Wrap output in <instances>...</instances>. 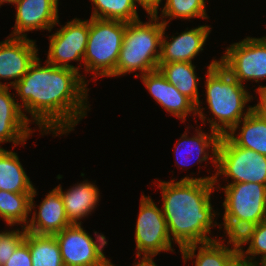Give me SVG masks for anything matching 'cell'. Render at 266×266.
I'll list each match as a JSON object with an SVG mask.
<instances>
[{"label": "cell", "instance_id": "17", "mask_svg": "<svg viewBox=\"0 0 266 266\" xmlns=\"http://www.w3.org/2000/svg\"><path fill=\"white\" fill-rule=\"evenodd\" d=\"M38 207V213L34 210L32 218H29L26 231L37 235L54 236L71 225L60 192L56 188L45 196Z\"/></svg>", "mask_w": 266, "mask_h": 266}, {"label": "cell", "instance_id": "5", "mask_svg": "<svg viewBox=\"0 0 266 266\" xmlns=\"http://www.w3.org/2000/svg\"><path fill=\"white\" fill-rule=\"evenodd\" d=\"M125 29V22L90 17L84 64L81 66H85V72L93 74V79L109 77L115 71Z\"/></svg>", "mask_w": 266, "mask_h": 266}, {"label": "cell", "instance_id": "23", "mask_svg": "<svg viewBox=\"0 0 266 266\" xmlns=\"http://www.w3.org/2000/svg\"><path fill=\"white\" fill-rule=\"evenodd\" d=\"M191 62L159 63L158 70L179 92L188 97L196 106L200 105L198 84L200 77Z\"/></svg>", "mask_w": 266, "mask_h": 266}, {"label": "cell", "instance_id": "22", "mask_svg": "<svg viewBox=\"0 0 266 266\" xmlns=\"http://www.w3.org/2000/svg\"><path fill=\"white\" fill-rule=\"evenodd\" d=\"M33 186L17 153L0 148V190L33 193Z\"/></svg>", "mask_w": 266, "mask_h": 266}, {"label": "cell", "instance_id": "8", "mask_svg": "<svg viewBox=\"0 0 266 266\" xmlns=\"http://www.w3.org/2000/svg\"><path fill=\"white\" fill-rule=\"evenodd\" d=\"M219 63L243 85L244 81L266 79V36L246 37L226 48Z\"/></svg>", "mask_w": 266, "mask_h": 266}, {"label": "cell", "instance_id": "21", "mask_svg": "<svg viewBox=\"0 0 266 266\" xmlns=\"http://www.w3.org/2000/svg\"><path fill=\"white\" fill-rule=\"evenodd\" d=\"M223 242L221 238H217L206 243L191 244L179 250L184 263L195 257L196 260L192 263H195V266H227L237 253ZM197 249L199 250L196 255Z\"/></svg>", "mask_w": 266, "mask_h": 266}, {"label": "cell", "instance_id": "4", "mask_svg": "<svg viewBox=\"0 0 266 266\" xmlns=\"http://www.w3.org/2000/svg\"><path fill=\"white\" fill-rule=\"evenodd\" d=\"M160 20L158 14H149L148 22L138 19L126 23L116 69L109 77L140 71L141 75L135 74L139 77L158 69L165 25Z\"/></svg>", "mask_w": 266, "mask_h": 266}, {"label": "cell", "instance_id": "12", "mask_svg": "<svg viewBox=\"0 0 266 266\" xmlns=\"http://www.w3.org/2000/svg\"><path fill=\"white\" fill-rule=\"evenodd\" d=\"M35 41L27 37L8 36L0 42V80H14L5 84L0 81V86L11 88L28 72L38 57Z\"/></svg>", "mask_w": 266, "mask_h": 266}, {"label": "cell", "instance_id": "20", "mask_svg": "<svg viewBox=\"0 0 266 266\" xmlns=\"http://www.w3.org/2000/svg\"><path fill=\"white\" fill-rule=\"evenodd\" d=\"M237 129L240 130L238 134H236ZM226 136L235 145L266 156V118L255 111L252 110L240 120Z\"/></svg>", "mask_w": 266, "mask_h": 266}, {"label": "cell", "instance_id": "32", "mask_svg": "<svg viewBox=\"0 0 266 266\" xmlns=\"http://www.w3.org/2000/svg\"><path fill=\"white\" fill-rule=\"evenodd\" d=\"M257 93L259 94V102L252 106V110L255 111L258 115L266 118V86H259Z\"/></svg>", "mask_w": 266, "mask_h": 266}, {"label": "cell", "instance_id": "18", "mask_svg": "<svg viewBox=\"0 0 266 266\" xmlns=\"http://www.w3.org/2000/svg\"><path fill=\"white\" fill-rule=\"evenodd\" d=\"M195 130L196 134H194L192 137H187L188 135L186 129L184 134H182L181 138L178 140L177 146L175 145L177 166L181 165L182 167H185L188 164L191 165L192 163L189 162L191 160L190 158L195 155L194 157L197 158L196 160L198 163L207 161L209 158L215 165V168H217V149L221 136L213 130H211L210 133H205L202 131V129ZM209 150L212 151L210 157ZM184 156H186V159Z\"/></svg>", "mask_w": 266, "mask_h": 266}, {"label": "cell", "instance_id": "30", "mask_svg": "<svg viewBox=\"0 0 266 266\" xmlns=\"http://www.w3.org/2000/svg\"><path fill=\"white\" fill-rule=\"evenodd\" d=\"M5 230L0 232V266H3L17 246L24 240L26 229Z\"/></svg>", "mask_w": 266, "mask_h": 266}, {"label": "cell", "instance_id": "29", "mask_svg": "<svg viewBox=\"0 0 266 266\" xmlns=\"http://www.w3.org/2000/svg\"><path fill=\"white\" fill-rule=\"evenodd\" d=\"M240 254L254 262L266 259V220L256 224L254 234L247 250H243ZM257 255H261V259L255 260Z\"/></svg>", "mask_w": 266, "mask_h": 266}, {"label": "cell", "instance_id": "24", "mask_svg": "<svg viewBox=\"0 0 266 266\" xmlns=\"http://www.w3.org/2000/svg\"><path fill=\"white\" fill-rule=\"evenodd\" d=\"M36 195V188L33 193H12L0 190V218L4 219L10 227L20 224L21 228H25L29 222V214L35 209Z\"/></svg>", "mask_w": 266, "mask_h": 266}, {"label": "cell", "instance_id": "27", "mask_svg": "<svg viewBox=\"0 0 266 266\" xmlns=\"http://www.w3.org/2000/svg\"><path fill=\"white\" fill-rule=\"evenodd\" d=\"M205 0H166L164 7L161 8V18L165 25L174 18L191 19L200 17L201 19H208L206 13ZM169 19L168 21L166 19Z\"/></svg>", "mask_w": 266, "mask_h": 266}, {"label": "cell", "instance_id": "2", "mask_svg": "<svg viewBox=\"0 0 266 266\" xmlns=\"http://www.w3.org/2000/svg\"><path fill=\"white\" fill-rule=\"evenodd\" d=\"M216 174L207 177H183L180 181L158 180L162 193V212L167 222L170 238L181 249L191 244L217 239L209 237L217 215L211 204V194L216 187ZM214 222V223H213ZM216 223V224H215ZM214 224V225H213Z\"/></svg>", "mask_w": 266, "mask_h": 266}, {"label": "cell", "instance_id": "37", "mask_svg": "<svg viewBox=\"0 0 266 266\" xmlns=\"http://www.w3.org/2000/svg\"><path fill=\"white\" fill-rule=\"evenodd\" d=\"M259 266H266V259L259 261Z\"/></svg>", "mask_w": 266, "mask_h": 266}, {"label": "cell", "instance_id": "15", "mask_svg": "<svg viewBox=\"0 0 266 266\" xmlns=\"http://www.w3.org/2000/svg\"><path fill=\"white\" fill-rule=\"evenodd\" d=\"M139 77L155 101L182 123L191 113L196 116V105L169 83L158 69Z\"/></svg>", "mask_w": 266, "mask_h": 266}, {"label": "cell", "instance_id": "1", "mask_svg": "<svg viewBox=\"0 0 266 266\" xmlns=\"http://www.w3.org/2000/svg\"><path fill=\"white\" fill-rule=\"evenodd\" d=\"M37 57L28 72L11 88L22 100L24 116L40 128L41 134L54 136L74 131L90 110L86 77L77 71L49 64L41 66ZM24 112L31 115V119Z\"/></svg>", "mask_w": 266, "mask_h": 266}, {"label": "cell", "instance_id": "28", "mask_svg": "<svg viewBox=\"0 0 266 266\" xmlns=\"http://www.w3.org/2000/svg\"><path fill=\"white\" fill-rule=\"evenodd\" d=\"M223 221L224 234L228 238L227 247L232 245V250L241 253L245 250L242 245L250 243L256 223L236 218H223Z\"/></svg>", "mask_w": 266, "mask_h": 266}, {"label": "cell", "instance_id": "25", "mask_svg": "<svg viewBox=\"0 0 266 266\" xmlns=\"http://www.w3.org/2000/svg\"><path fill=\"white\" fill-rule=\"evenodd\" d=\"M24 241L29 246L32 266H64L55 236L37 235L26 231Z\"/></svg>", "mask_w": 266, "mask_h": 266}, {"label": "cell", "instance_id": "26", "mask_svg": "<svg viewBox=\"0 0 266 266\" xmlns=\"http://www.w3.org/2000/svg\"><path fill=\"white\" fill-rule=\"evenodd\" d=\"M91 18L117 20L125 23L138 20L136 0H91Z\"/></svg>", "mask_w": 266, "mask_h": 266}, {"label": "cell", "instance_id": "7", "mask_svg": "<svg viewBox=\"0 0 266 266\" xmlns=\"http://www.w3.org/2000/svg\"><path fill=\"white\" fill-rule=\"evenodd\" d=\"M94 233L96 241L82 224H71L54 235L64 266H115L103 252L108 242L106 237L97 231Z\"/></svg>", "mask_w": 266, "mask_h": 266}, {"label": "cell", "instance_id": "11", "mask_svg": "<svg viewBox=\"0 0 266 266\" xmlns=\"http://www.w3.org/2000/svg\"><path fill=\"white\" fill-rule=\"evenodd\" d=\"M224 191L223 218H236L256 224L266 220V185L243 182L228 183Z\"/></svg>", "mask_w": 266, "mask_h": 266}, {"label": "cell", "instance_id": "3", "mask_svg": "<svg viewBox=\"0 0 266 266\" xmlns=\"http://www.w3.org/2000/svg\"><path fill=\"white\" fill-rule=\"evenodd\" d=\"M207 68L206 103L214 117L207 119V115L203 114L205 108L200 105L196 106V115L203 121L202 124H205V120L210 123V131L213 130L220 136L226 135L252 111V106H248L246 110L244 108L253 97L244 85L230 75L219 60L213 59Z\"/></svg>", "mask_w": 266, "mask_h": 266}, {"label": "cell", "instance_id": "36", "mask_svg": "<svg viewBox=\"0 0 266 266\" xmlns=\"http://www.w3.org/2000/svg\"><path fill=\"white\" fill-rule=\"evenodd\" d=\"M17 0H0V6L3 4V3H8V4H14ZM1 8V7H0Z\"/></svg>", "mask_w": 266, "mask_h": 266}, {"label": "cell", "instance_id": "10", "mask_svg": "<svg viewBox=\"0 0 266 266\" xmlns=\"http://www.w3.org/2000/svg\"><path fill=\"white\" fill-rule=\"evenodd\" d=\"M89 35V19H73L49 36L47 62L57 67L69 68L80 74L79 67L69 64L82 61Z\"/></svg>", "mask_w": 266, "mask_h": 266}, {"label": "cell", "instance_id": "9", "mask_svg": "<svg viewBox=\"0 0 266 266\" xmlns=\"http://www.w3.org/2000/svg\"><path fill=\"white\" fill-rule=\"evenodd\" d=\"M137 255H158L160 252H173L172 240L162 209L150 196H141L140 210L135 228Z\"/></svg>", "mask_w": 266, "mask_h": 266}, {"label": "cell", "instance_id": "35", "mask_svg": "<svg viewBox=\"0 0 266 266\" xmlns=\"http://www.w3.org/2000/svg\"><path fill=\"white\" fill-rule=\"evenodd\" d=\"M154 256H156V255L143 254V256L141 257V254L140 255L136 254V257L140 258V261L135 262L133 265L134 266H157L153 260Z\"/></svg>", "mask_w": 266, "mask_h": 266}, {"label": "cell", "instance_id": "19", "mask_svg": "<svg viewBox=\"0 0 266 266\" xmlns=\"http://www.w3.org/2000/svg\"><path fill=\"white\" fill-rule=\"evenodd\" d=\"M95 183L84 180L63 192L59 184L55 187L63 200L66 216L71 224H81L83 218L94 211L99 203V189Z\"/></svg>", "mask_w": 266, "mask_h": 266}, {"label": "cell", "instance_id": "33", "mask_svg": "<svg viewBox=\"0 0 266 266\" xmlns=\"http://www.w3.org/2000/svg\"><path fill=\"white\" fill-rule=\"evenodd\" d=\"M163 0H136L137 4L142 6L147 14H158L159 6Z\"/></svg>", "mask_w": 266, "mask_h": 266}, {"label": "cell", "instance_id": "34", "mask_svg": "<svg viewBox=\"0 0 266 266\" xmlns=\"http://www.w3.org/2000/svg\"><path fill=\"white\" fill-rule=\"evenodd\" d=\"M227 266H259V263L237 253Z\"/></svg>", "mask_w": 266, "mask_h": 266}, {"label": "cell", "instance_id": "14", "mask_svg": "<svg viewBox=\"0 0 266 266\" xmlns=\"http://www.w3.org/2000/svg\"><path fill=\"white\" fill-rule=\"evenodd\" d=\"M167 25H164V31L161 39L159 63L171 62H191L198 56L211 33V27L200 25L196 28H188L178 36H171L170 40L165 36Z\"/></svg>", "mask_w": 266, "mask_h": 266}, {"label": "cell", "instance_id": "16", "mask_svg": "<svg viewBox=\"0 0 266 266\" xmlns=\"http://www.w3.org/2000/svg\"><path fill=\"white\" fill-rule=\"evenodd\" d=\"M9 89L10 87L0 86V144L12 142L14 148L19 144L25 145L35 130L29 127L31 122L24 116L21 103L15 101L16 96H12Z\"/></svg>", "mask_w": 266, "mask_h": 266}, {"label": "cell", "instance_id": "13", "mask_svg": "<svg viewBox=\"0 0 266 266\" xmlns=\"http://www.w3.org/2000/svg\"><path fill=\"white\" fill-rule=\"evenodd\" d=\"M16 19L9 36L27 37L25 32L48 30L59 24V0H17Z\"/></svg>", "mask_w": 266, "mask_h": 266}, {"label": "cell", "instance_id": "6", "mask_svg": "<svg viewBox=\"0 0 266 266\" xmlns=\"http://www.w3.org/2000/svg\"><path fill=\"white\" fill-rule=\"evenodd\" d=\"M217 172L231 178V183H259L266 185V156L235 145L226 135L220 137L217 149Z\"/></svg>", "mask_w": 266, "mask_h": 266}, {"label": "cell", "instance_id": "31", "mask_svg": "<svg viewBox=\"0 0 266 266\" xmlns=\"http://www.w3.org/2000/svg\"><path fill=\"white\" fill-rule=\"evenodd\" d=\"M3 266H32L28 244L23 240Z\"/></svg>", "mask_w": 266, "mask_h": 266}]
</instances>
